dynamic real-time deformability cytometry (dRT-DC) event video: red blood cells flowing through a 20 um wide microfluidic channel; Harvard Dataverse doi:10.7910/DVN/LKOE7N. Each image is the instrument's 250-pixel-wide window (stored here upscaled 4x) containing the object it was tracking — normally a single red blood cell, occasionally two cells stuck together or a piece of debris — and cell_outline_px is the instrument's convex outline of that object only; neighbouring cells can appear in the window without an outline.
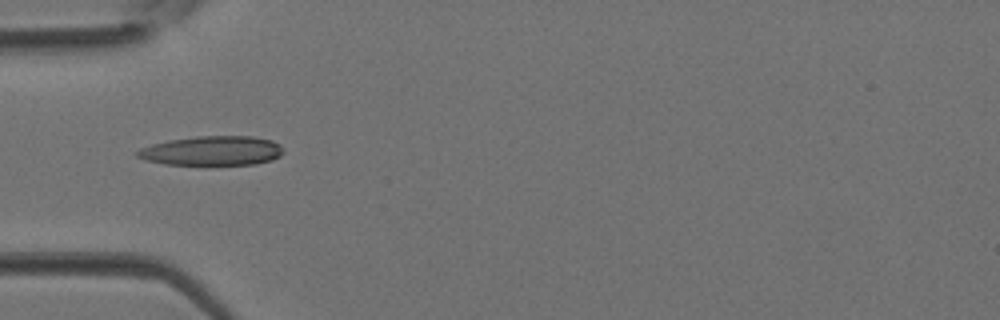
{"species": "Egyptian fruit bat (a non-hibernating species)", "species_latin": "Rousettus aegyptiacus", "temperature_condition": "room temperature", "stored_images_in_passage": 1, "camera_frame_rate_fps": 3000, "um_per_image_px": 0.085, "animal": {"sex": "female"}, "frame": {"image": 1, "passage_image": 1, "time_ms": 0.0, "image_size_px": [1000, 320], "cell_outline_px": [[284, 152], [280, 156], [272, 160], [256, 164], [164, 164], [148, 160], [136, 156], [136, 152], [140, 148], [152, 144], [168, 140], [196, 136], [252, 136], [272, 140], [280, 144], [284, 148]], "centroid_in_image_um": [18.07, 12.8], "position_along_channel_um": 66.9, "area_um2": 25.03}}